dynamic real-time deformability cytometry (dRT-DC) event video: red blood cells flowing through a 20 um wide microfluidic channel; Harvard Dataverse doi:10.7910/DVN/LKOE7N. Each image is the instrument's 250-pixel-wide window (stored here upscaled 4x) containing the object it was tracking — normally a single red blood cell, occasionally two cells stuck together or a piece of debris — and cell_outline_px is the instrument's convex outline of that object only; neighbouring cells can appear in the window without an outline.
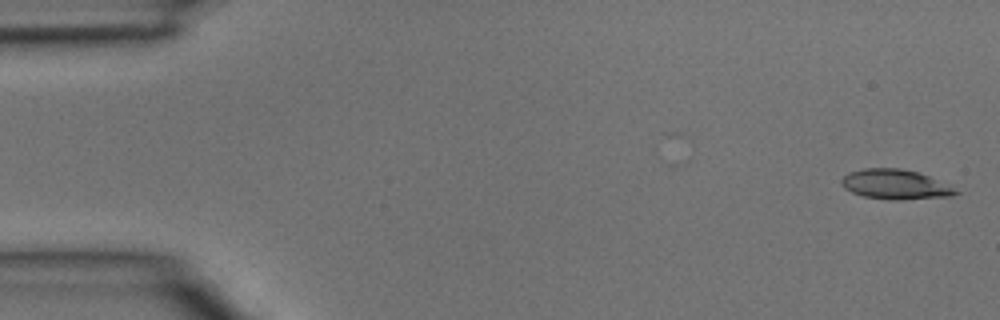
{"species": "common noctule bat (a hibernating species)", "species_latin": "Nyctalus noctula", "temperature_condition": "room temperature", "stored_images_in_passage": 3, "camera_frame_rate_fps": 3000, "um_per_image_px": 0.085, "animal": {"sex": "male", "body_mass_g": 15.6}, "frame": {"image": 1, "passage_image": 1, "time_ms": 0.0, "image_size_px": [1000, 320], "cell_outline_px": [[960, 192], [952, 196], [900, 200], [892, 200], [864, 196], [852, 192], [844, 188], [840, 180], [848, 172], [864, 168], [900, 168], [916, 172], [928, 176]], "centroid_in_image_um": [76.04, 15.67], "position_along_channel_um": 9.0, "area_um2": 19.54}}